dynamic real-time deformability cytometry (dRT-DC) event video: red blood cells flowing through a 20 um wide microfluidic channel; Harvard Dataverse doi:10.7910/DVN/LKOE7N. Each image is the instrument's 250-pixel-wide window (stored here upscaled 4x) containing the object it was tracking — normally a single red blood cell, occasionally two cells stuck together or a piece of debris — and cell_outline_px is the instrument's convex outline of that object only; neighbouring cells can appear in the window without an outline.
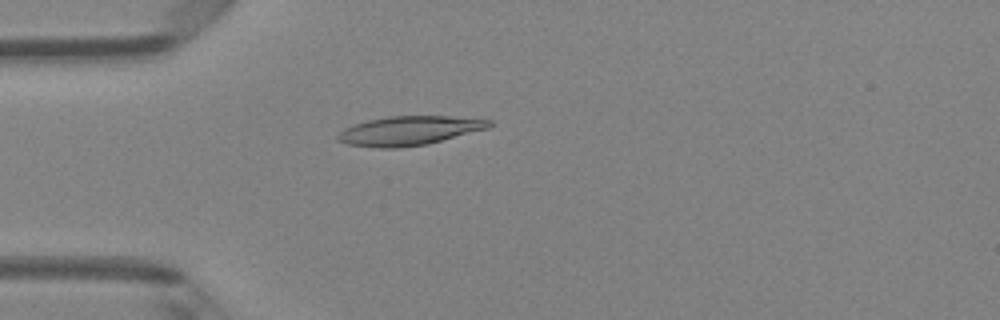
{"species": "Egyptian fruit bat (a non-hibernating species)", "species_latin": "Rousettus aegyptiacus", "temperature_condition": "room temperature", "stored_images_in_passage": 49, "camera_frame_rate_fps": 3000, "um_per_image_px": 0.085, "animal": {"sex": "female"}, "frame": {"image": 1, "passage_image": 14, "time_ms": 4.333, "image_size_px": [1000, 320], "cell_outline_px": [[492, 124], [488, 128], [428, 144], [400, 148], [376, 148], [348, 144], [336, 140], [336, 136], [344, 128], [352, 124], [368, 120], [388, 116], [448, 116], [492, 120]], "centroid_in_image_um": [34.74, 11.11], "position_along_channel_um": 50.3, "area_um2": 25.78}}
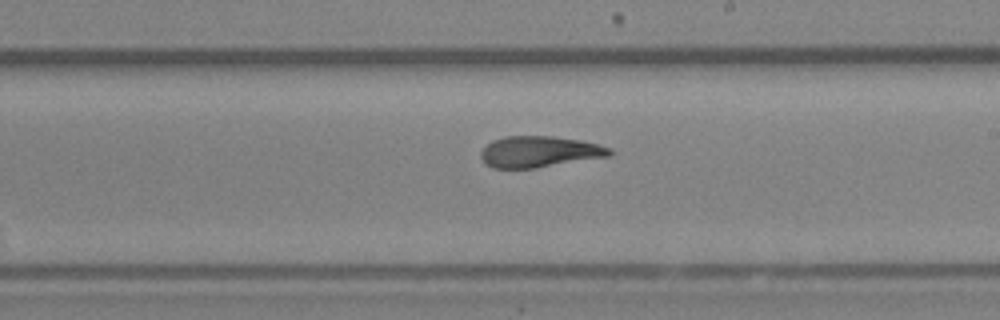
{"frame": {"image": 2, "passage_image": 29, "time_ms": 9.333, "image_size_px": [1000, 320], "cell_outline_px": [[612, 156], [536, 168], [492, 168], [484, 164], [480, 156], [480, 152], [492, 140], [504, 136], [552, 136], [580, 140], [612, 148]], "centroid_in_image_um": [45.84, 12.9], "position_along_channel_um": 243.2, "area_um2": 23.58}}
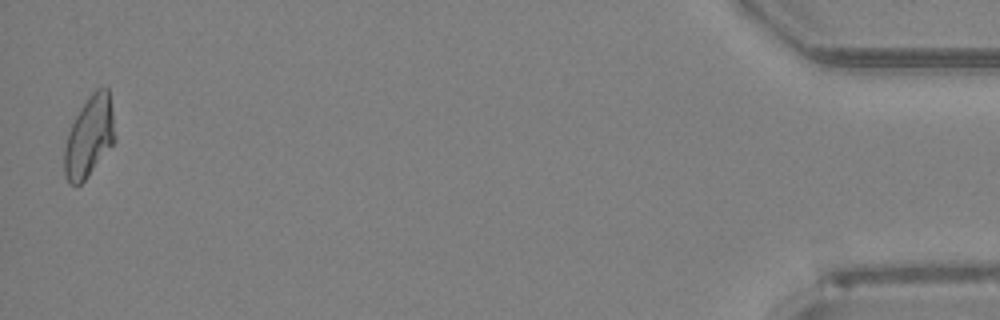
{"frame": {"image": 3, "passage_image": 49, "time_ms": 16.0, "image_size_px": [1000, 320], "cell_outline_px": [[116, 140], [88, 176], [80, 184], [68, 184], [64, 176], [64, 148], [68, 132], [76, 116], [88, 96], [96, 88], [108, 88], [112, 108]], "centroid_in_image_um": [7.58, 11.62], "position_along_channel_um": 427.6, "area_um2": 23.76}, "authors_computed_cell_mechanics": {"area_um2": 24.0448, "velocity_mm_per_s": 4.1123, "shape_relaxation_time_tau1_ms": null, "shape_relaxation_time_tau2_ms": 2.3417, "deformation_change_tau1": null, "deformation_change_tau2": 0.0886}}